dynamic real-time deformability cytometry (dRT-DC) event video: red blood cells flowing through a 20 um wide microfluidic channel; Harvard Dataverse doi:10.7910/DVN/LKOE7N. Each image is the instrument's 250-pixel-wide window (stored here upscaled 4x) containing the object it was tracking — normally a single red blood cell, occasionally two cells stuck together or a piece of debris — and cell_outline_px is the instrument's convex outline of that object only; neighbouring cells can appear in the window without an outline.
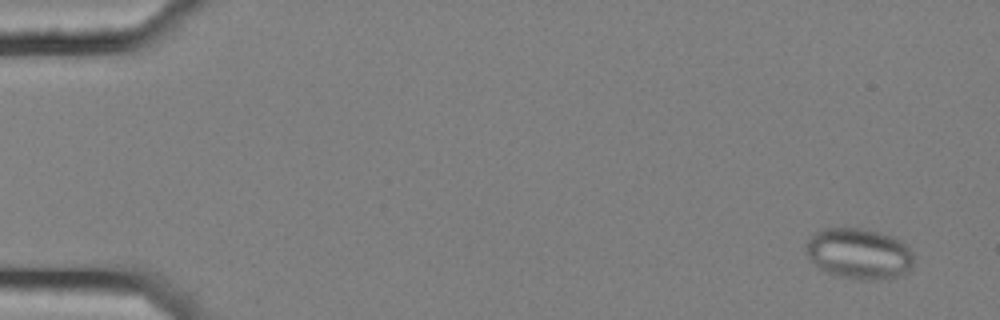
{"species": "common noctule bat (a hibernating species)", "species_latin": "Nyctalus noctula", "temperature_condition": "cold", "stored_images_in_passage": 58, "segment_of_instrument_passage": [1, 2], "camera_frame_rate_fps": 3000, "um_per_image_px": 0.085, "animal": {"sex": "female", "body_mass_g": 25.1}, "frame": {"image": 1, "passage_image": 4, "time_ms": 1.0, "image_size_px": [1000, 320], "cell_outline_px": [[912, 264], [908, 272], [900, 276], [872, 280], [856, 280], [824, 272], [808, 256], [804, 248], [808, 240], [816, 232], [824, 228], [856, 228], [876, 232], [892, 236], [900, 240], [908, 248], [912, 256]], "centroid_in_image_um": [72.99, 21.57], "position_along_channel_um": 12.0, "area_um2": 31.67}}